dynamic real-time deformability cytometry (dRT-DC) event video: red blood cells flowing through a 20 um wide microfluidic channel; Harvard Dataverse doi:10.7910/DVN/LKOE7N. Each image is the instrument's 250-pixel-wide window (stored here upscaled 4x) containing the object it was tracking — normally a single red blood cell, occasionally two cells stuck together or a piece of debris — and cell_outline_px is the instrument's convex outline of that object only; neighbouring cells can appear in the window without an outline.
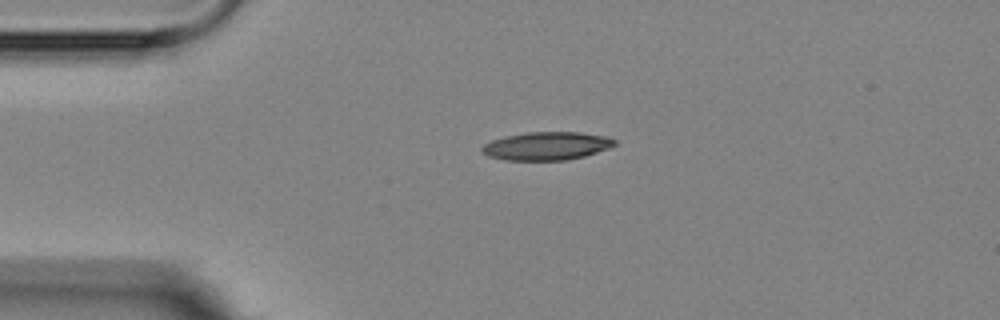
{"species": "Egyptian fruit bat (a non-hibernating species)", "species_latin": "Rousettus aegyptiacus", "temperature_condition": "room temperature", "stored_images_in_passage": 3, "camera_frame_rate_fps": 3000, "um_per_image_px": 0.085, "animal": {"sex": "female"}, "frame": {"image": 1, "passage_image": 3, "time_ms": 3.333, "image_size_px": [1000, 320], "cell_outline_px": [[616, 144], [608, 148], [584, 156], [568, 160], [504, 160], [488, 156], [480, 148], [484, 144], [492, 140], [504, 136], [528, 132], [580, 132], [608, 136], [616, 140]], "centroid_in_image_um": [46.47, 12.4], "position_along_channel_um": 38.5, "area_um2": 21.79}}